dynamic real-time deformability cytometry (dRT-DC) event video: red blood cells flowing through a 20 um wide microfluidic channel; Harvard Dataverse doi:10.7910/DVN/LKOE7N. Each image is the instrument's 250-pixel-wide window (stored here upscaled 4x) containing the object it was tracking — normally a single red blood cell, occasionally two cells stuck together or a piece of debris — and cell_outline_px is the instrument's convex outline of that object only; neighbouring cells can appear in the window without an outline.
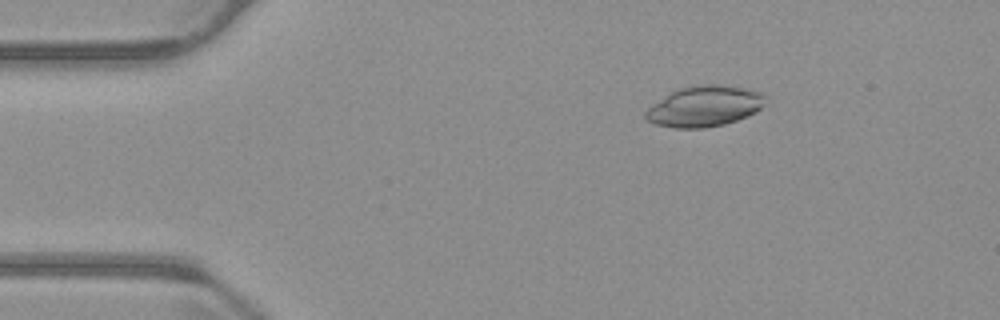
{"species": "common noctule bat (a hibernating species)", "species_latin": "Nyctalus noctula", "temperature_condition": "warm", "stored_images_in_passage": 55, "camera_frame_rate_fps": 3000, "um_per_image_px": 0.085, "animal": {"sex": "male", "body_mass_g": 23.1, "forearm_length_mm": 52.7}, "frame": {"image": 1, "passage_image": 9, "time_ms": 2.667, "image_size_px": [1000, 320], "cell_outline_px": [[764, 104], [756, 112], [748, 116], [724, 124], [704, 128], [676, 128], [656, 124], [648, 120], [644, 116], [644, 112], [652, 104], [672, 92], [680, 88], [700, 84], [716, 84], [752, 88], [760, 92], [764, 96]], "centroid_in_image_um": [59.9, 9.02], "position_along_channel_um": 25.1, "area_um2": 28.38}}
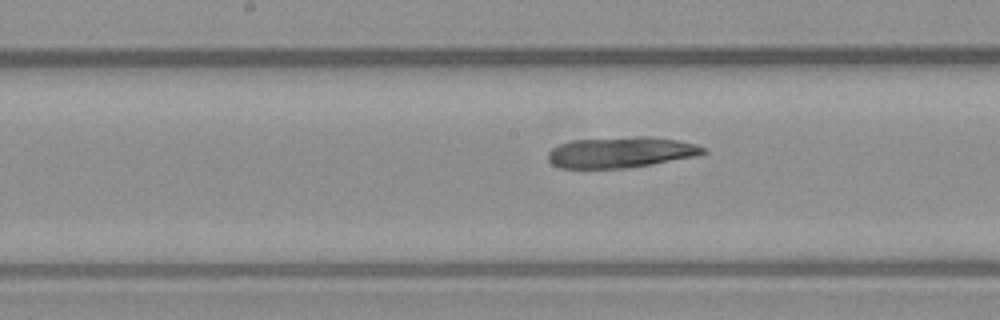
{"frame": {"image": 2, "passage_image": 28, "time_ms": 9.0, "image_size_px": [1000, 320], "cell_outline_px": [[708, 152], [696, 156], [652, 164], [624, 168], [560, 168], [552, 164], [548, 160], [548, 152], [552, 148], [560, 144], [572, 140], [636, 136], [648, 136], [676, 140], [696, 144], [704, 148]], "centroid_in_image_um": [52.76, 12.94], "position_along_channel_um": 195.4, "area_um2": 27.86}}
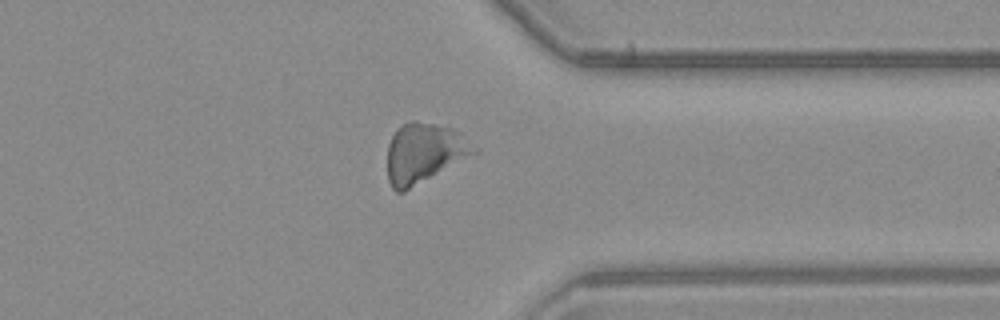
{"frame": {"image": 3, "passage_image": 43, "time_ms": 14.0, "image_size_px": [1000, 320], "cell_outline_px": [[480, 152], [404, 192], [396, 192], [392, 188], [388, 180], [388, 144], [392, 136], [404, 124], [412, 120], [416, 120], [452, 128], [460, 132], [480, 148]], "centroid_in_image_um": [36.11, 13.02], "position_along_channel_um": 375.3, "area_um2": 30.52}, "authors_computed_cell_mechanics": {"area_um2": 28.322, "velocity_mm_per_s": 3.7203, "shape_relaxation_time_tau1_ms": null, "shape_relaxation_time_tau2_ms": 7.733, "deformation_change_tau1": null, "deformation_change_tau2": 0.1777}}